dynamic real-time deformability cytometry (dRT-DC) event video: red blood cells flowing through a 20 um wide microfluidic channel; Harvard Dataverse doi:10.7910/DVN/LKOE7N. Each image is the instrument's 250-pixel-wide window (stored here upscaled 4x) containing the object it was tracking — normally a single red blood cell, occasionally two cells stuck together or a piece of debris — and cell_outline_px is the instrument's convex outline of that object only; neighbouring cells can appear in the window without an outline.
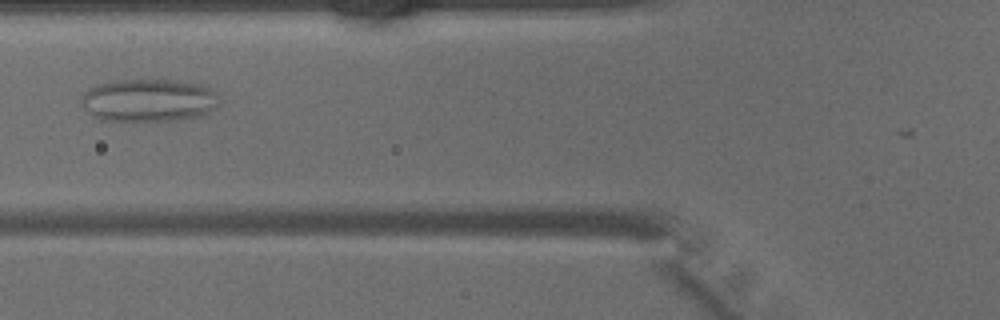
{"species": "common noctule bat (a hibernating species)", "species_latin": "Nyctalus noctula", "temperature_condition": "warm", "stored_images_in_passage": 29, "camera_frame_rate_fps": 3000, "um_per_image_px": 0.085, "animal": {"sex": "male", "body_mass_g": 15.6}, "frame": {"image": 1, "passage_image": 4, "time_ms": 1.0, "image_size_px": [1000, 320], "cell_outline_px": [[220, 104], [208, 112], [192, 120], [100, 120], [88, 112], [80, 104], [80, 100], [84, 92], [100, 84], [120, 80], [184, 80], [204, 84], [212, 88], [220, 96]], "centroid_in_image_um": [12.73, 8.52], "position_along_channel_um": 113.1, "area_um2": 34.91}}
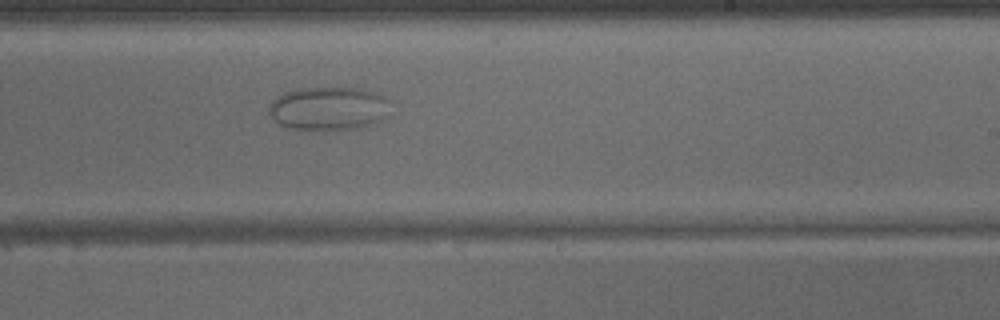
{"frame": {"image": 2, "passage_image": 14, "time_ms": 4.333, "image_size_px": [1000, 320], "cell_outline_px": [[392, 100], [384, 120], [376, 124], [356, 128], [328, 132], [292, 128], [280, 124], [268, 112], [268, 104], [276, 96], [284, 92], [300, 88], [356, 88], [376, 92], [392, 96]], "centroid_in_image_um": [28.0, 9.23], "position_along_channel_um": 261.0, "area_um2": 31.79}}
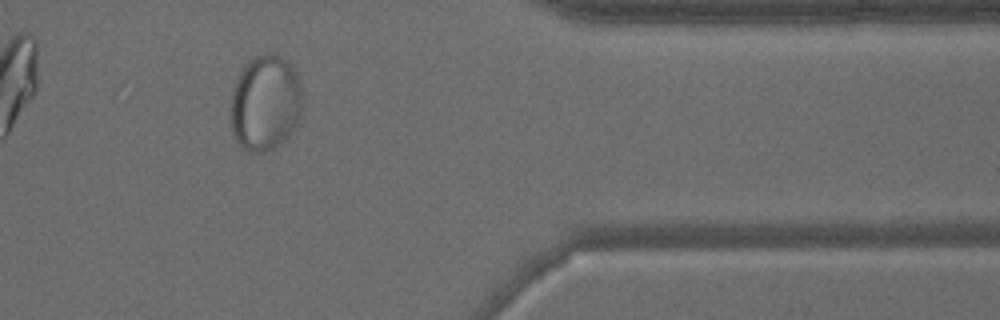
{"frame": {"image": 3, "passage_image": 24, "time_ms": 7.667, "image_size_px": [1000, 320], "cell_outline_px": [[300, 120], [296, 128], [280, 144], [264, 152], [244, 152], [240, 148], [232, 136], [232, 88], [236, 76], [244, 64], [248, 60], [264, 52], [272, 52], [288, 60], [292, 64], [296, 72], [300, 84]], "centroid_in_image_um": [22.53, 8.74], "position_along_channel_um": 388.9, "area_um2": 40.75}}